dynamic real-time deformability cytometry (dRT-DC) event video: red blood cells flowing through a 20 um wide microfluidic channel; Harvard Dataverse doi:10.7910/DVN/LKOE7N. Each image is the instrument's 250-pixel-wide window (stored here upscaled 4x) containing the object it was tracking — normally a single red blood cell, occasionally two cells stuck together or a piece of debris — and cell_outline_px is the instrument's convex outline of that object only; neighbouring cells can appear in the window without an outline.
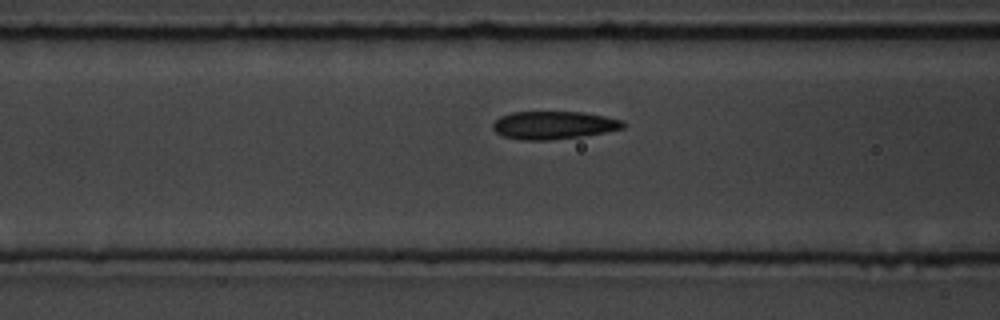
{"species": "common noctule bat (a hibernating species)", "species_latin": "Nyctalus noctula", "temperature_condition": "room temperature", "stored_images_in_passage": 18, "camera_frame_rate_fps": 3000, "um_per_image_px": 0.085, "animal": {"sex": "male", "body_mass_g": 19.5, "forearm_length_mm": 54.6}, "frame": {"image": 1, "passage_image": 16, "time_ms": 5.0, "image_size_px": [1000, 320], "cell_outline_px": [[624, 128], [604, 132], [580, 136], [548, 140], [524, 140], [504, 136], [496, 132], [492, 128], [492, 124], [500, 116], [512, 112], [584, 112], [624, 120]], "centroid_in_image_um": [47.05, 10.63], "position_along_channel_um": 119.5, "area_um2": 21.04}}